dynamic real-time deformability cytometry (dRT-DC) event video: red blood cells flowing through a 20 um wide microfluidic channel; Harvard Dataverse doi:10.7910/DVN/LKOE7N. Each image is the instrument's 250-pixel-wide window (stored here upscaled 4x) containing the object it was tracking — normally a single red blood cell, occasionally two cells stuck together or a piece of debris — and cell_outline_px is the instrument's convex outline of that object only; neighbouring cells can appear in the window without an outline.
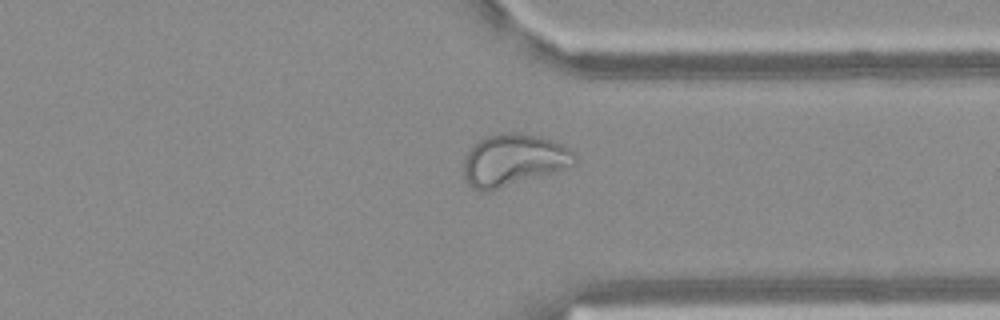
{"species": "Egyptian fruit bat (a non-hibernating species)", "species_latin": "Rousettus aegyptiacus", "temperature_condition": "warm", "stored_images_in_passage": 53, "camera_frame_rate_fps": 3000, "um_per_image_px": 0.085, "frame": {"image": 1, "passage_image": 41, "time_ms": 13.333, "image_size_px": [1000, 320], "cell_outline_px": [[576, 164], [552, 172], [488, 192], [480, 192], [472, 188], [464, 180], [464, 156], [480, 140], [488, 136], [500, 132], [520, 132], [540, 136], [552, 140], [576, 152]], "centroid_in_image_um": [43.63, 13.6], "position_along_channel_um": 367.8, "area_um2": 33.58}}
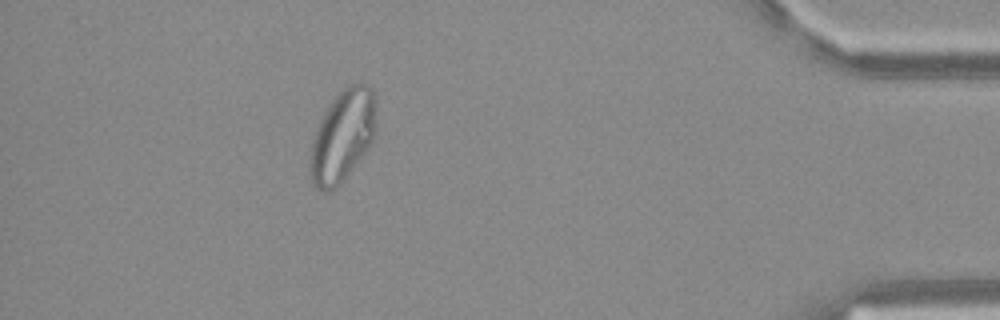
{"frame": {"image": 2, "passage_image": 48, "time_ms": 15.667, "image_size_px": [1000, 320], "cell_outline_px": [[376, 128], [372, 140], [364, 152], [344, 176], [328, 192], [324, 192], [316, 188], [312, 184], [308, 176], [308, 168], [312, 140], [316, 128], [324, 112], [332, 100], [348, 84], [360, 80], [368, 84], [372, 88], [376, 96]], "centroid_in_image_um": [29.1, 11.47], "position_along_channel_um": 406.1, "area_um2": 35.37}}